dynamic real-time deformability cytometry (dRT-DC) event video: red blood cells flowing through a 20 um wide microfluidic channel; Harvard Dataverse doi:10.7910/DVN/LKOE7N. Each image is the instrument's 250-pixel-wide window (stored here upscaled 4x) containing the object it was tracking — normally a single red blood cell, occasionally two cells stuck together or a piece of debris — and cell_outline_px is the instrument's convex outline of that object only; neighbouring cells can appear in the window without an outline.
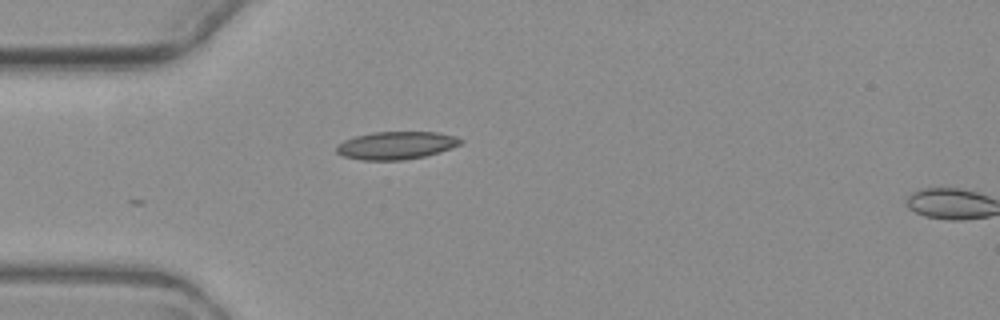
{"species": "common noctule bat (a hibernating species)", "species_latin": "Nyctalus noctula", "temperature_condition": "warm", "stored_images_in_passage": 3, "camera_frame_rate_fps": 3000, "um_per_image_px": 0.085, "animal": {"sex": "female", "body_mass_g": 19.3, "forearm_length_mm": 54.1}, "frame": {"image": 1, "passage_image": 2, "time_ms": 1.333, "image_size_px": [1000, 320], "cell_outline_px": [[464, 140], [460, 144], [452, 148], [440, 152], [424, 156], [404, 160], [364, 160], [344, 156], [336, 152], [336, 148], [344, 140], [356, 136], [372, 132], [440, 132], [456, 136]], "centroid_in_image_um": [33.72, 12.35], "position_along_channel_um": 51.3, "area_um2": 20.06}}